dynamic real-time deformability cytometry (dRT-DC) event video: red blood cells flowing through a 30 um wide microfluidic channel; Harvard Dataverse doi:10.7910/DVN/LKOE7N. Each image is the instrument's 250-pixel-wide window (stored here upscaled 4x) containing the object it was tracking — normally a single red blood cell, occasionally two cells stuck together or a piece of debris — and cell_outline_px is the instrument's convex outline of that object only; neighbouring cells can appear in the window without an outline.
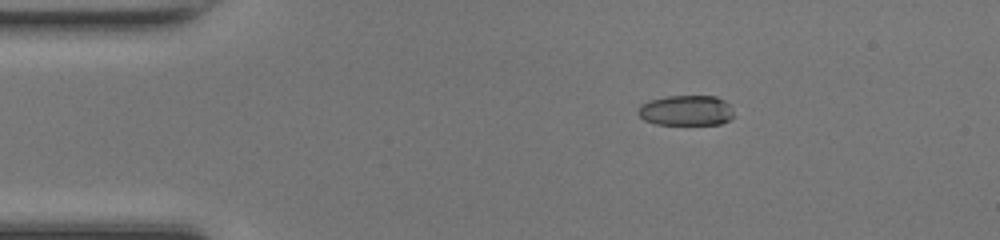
{"species": "common noctule bat (a hibernating species)", "species_latin": "Nyctalus noctula", "temperature_condition": "room temperature", "stored_images_in_passage": 15, "camera_frame_rate_fps": 3000, "um_per_image_px": 0.085, "animal": {"sex": "female", "body_mass_g": 17.0, "forearm_length_mm": 48.0}, "frame": {"image": 1, "passage_image": 9, "time_ms": 2.667, "image_size_px": [1000, 240], "cell_outline_px": [[736, 116], [720, 124], [656, 124], [644, 120], [636, 112], [640, 104], [648, 100], [668, 96], [716, 96], [724, 100], [728, 104]], "centroid_in_image_um": [58.31, 9.38], "position_along_channel_um": 26.7, "area_um2": 17.05}}